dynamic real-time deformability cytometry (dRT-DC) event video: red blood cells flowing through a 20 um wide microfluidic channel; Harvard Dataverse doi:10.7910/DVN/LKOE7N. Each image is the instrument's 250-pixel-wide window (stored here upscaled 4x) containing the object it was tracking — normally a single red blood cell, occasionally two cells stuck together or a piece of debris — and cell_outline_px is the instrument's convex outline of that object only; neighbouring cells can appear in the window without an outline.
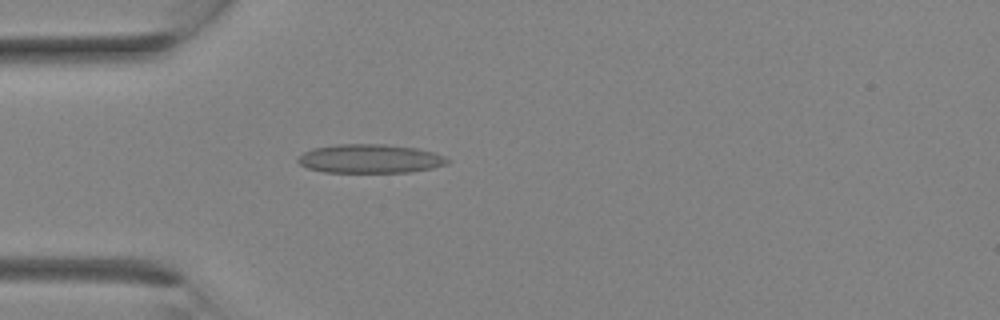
{"species": "Egyptian fruit bat (a non-hibernating species)", "species_latin": "Rousettus aegyptiacus", "temperature_condition": "room temperature", "stored_images_in_passage": 17, "camera_frame_rate_fps": 3000, "um_per_image_px": 0.085, "animal": {"sex": "female"}, "frame": {"image": 1, "passage_image": 8, "time_ms": 2.333, "image_size_px": [1000, 320], "cell_outline_px": [[452, 160], [448, 164], [432, 168], [412, 172], [324, 172], [308, 168], [300, 164], [296, 160], [304, 152], [312, 148], [336, 144], [384, 144], [416, 148], [432, 152], [444, 156]], "centroid_in_image_um": [31.47, 13.49], "position_along_channel_um": 53.5, "area_um2": 25.2}}
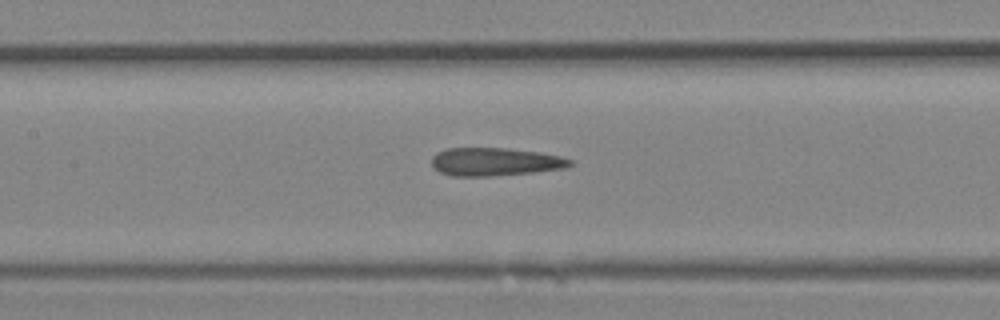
{"frame": {"image": 2, "passage_image": 13, "time_ms": 4.0, "image_size_px": [1000, 320], "cell_outline_px": [[576, 160], [568, 168], [532, 172], [488, 176], [452, 176], [440, 172], [432, 168], [432, 156], [436, 152], [448, 148], [508, 148], [540, 152], [560, 156]], "centroid_in_image_um": [42.1, 13.75], "position_along_channel_um": 165.3, "area_um2": 22.89}}
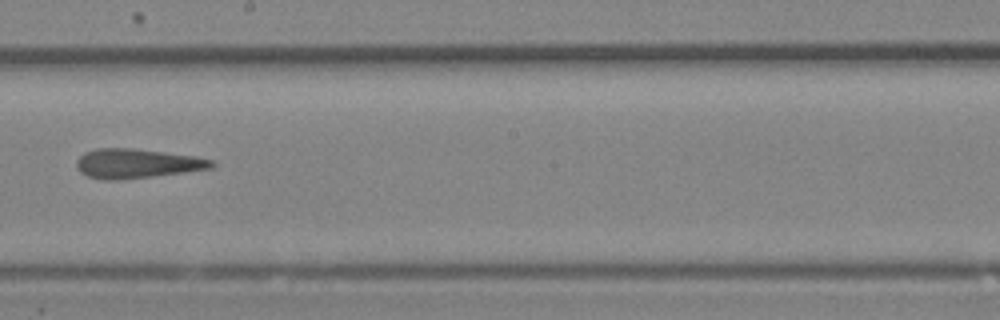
{"frame": {"image": 3, "passage_image": 16, "time_ms": 5.0, "image_size_px": [1000, 320], "cell_outline_px": [[216, 164], [212, 168], [152, 176], [116, 180], [104, 180], [88, 176], [80, 172], [76, 168], [76, 160], [84, 152], [96, 148], [132, 148], [196, 156], [212, 160]], "centroid_in_image_um": [11.6, 13.89], "position_along_channel_um": 236.6, "area_um2": 23.06}}